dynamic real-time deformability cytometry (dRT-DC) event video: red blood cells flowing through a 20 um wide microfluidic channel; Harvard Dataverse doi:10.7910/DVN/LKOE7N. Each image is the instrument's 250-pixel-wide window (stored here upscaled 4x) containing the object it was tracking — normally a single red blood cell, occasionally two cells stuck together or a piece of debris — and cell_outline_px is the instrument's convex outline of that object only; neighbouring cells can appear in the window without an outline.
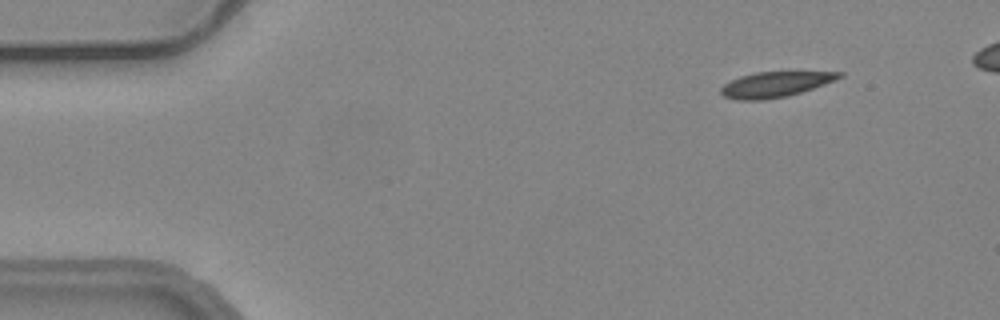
{"species": "common noctule bat (a hibernating species)", "species_latin": "Nyctalus noctula", "temperature_condition": "warm", "stored_images_in_passage": 52, "camera_frame_rate_fps": 3000, "um_per_image_px": 0.085, "animal": {"sex": "female", "body_mass_g": 24.6, "forearm_length_mm": 56.2}, "frame": {"image": 1, "passage_image": 6, "time_ms": 1.667, "image_size_px": [1000, 320], "cell_outline_px": [[844, 76], [824, 84], [788, 96], [764, 100], [736, 100], [724, 96], [720, 92], [720, 88], [724, 84], [740, 76], [756, 72], [844, 72]], "centroid_in_image_um": [65.87, 7.18], "position_along_channel_um": 19.1, "area_um2": 17.34}}
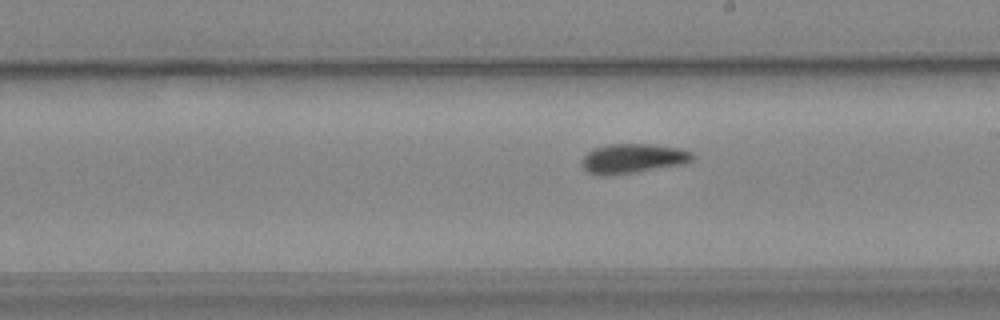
{"frame": {"image": 2, "passage_image": 31, "time_ms": 10.0, "image_size_px": [1000, 320], "cell_outline_px": [[696, 156], [688, 164], [636, 172], [608, 176], [596, 176], [588, 172], [580, 164], [580, 160], [588, 152], [596, 148], [608, 144], [652, 144], [680, 148], [692, 152]], "centroid_in_image_um": [53.82, 13.49], "position_along_channel_um": 235.2, "area_um2": 19.48}}
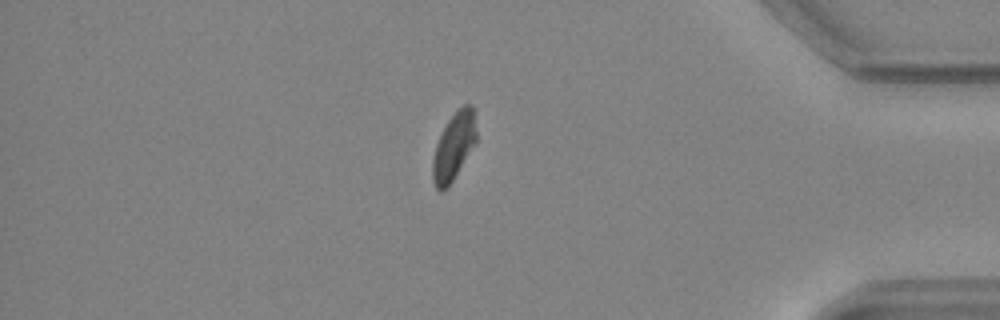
{"frame": {"image": 3, "passage_image": 47, "time_ms": 15.333, "image_size_px": [1000, 320], "cell_outline_px": [[476, 144], [448, 188], [444, 192], [440, 192], [436, 188], [432, 180], [432, 160], [436, 144], [448, 120], [464, 104], [472, 104], [476, 132]], "centroid_in_image_um": [38.56, 12.52], "position_along_channel_um": 396.6, "area_um2": 17.22}}